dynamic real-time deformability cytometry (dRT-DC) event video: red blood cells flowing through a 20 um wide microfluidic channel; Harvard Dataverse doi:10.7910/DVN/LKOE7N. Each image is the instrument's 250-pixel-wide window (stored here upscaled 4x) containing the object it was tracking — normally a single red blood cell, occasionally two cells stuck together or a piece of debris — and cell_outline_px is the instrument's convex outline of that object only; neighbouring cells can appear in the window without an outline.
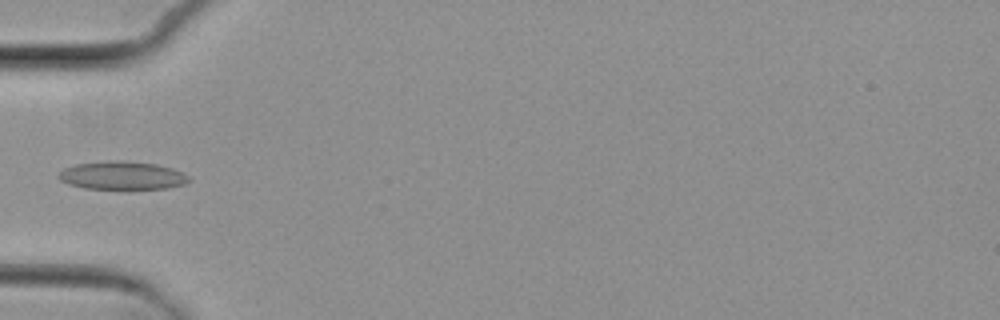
{"species": "common noctule bat (a hibernating species)", "species_latin": "Nyctalus noctula", "temperature_condition": "cold", "stored_images_in_passage": 5, "camera_frame_rate_fps": 3000, "um_per_image_px": 0.085, "animal": {"sex": "female", "body_mass_g": 29.2, "forearm_length_mm": 56.3}, "frame": {"image": 1, "passage_image": 5, "time_ms": 6.0, "image_size_px": [1000, 320], "cell_outline_px": [[192, 180], [184, 184], [168, 188], [84, 188], [68, 184], [60, 180], [56, 176], [64, 168], [76, 164], [156, 164], [172, 168], [188, 176]], "centroid_in_image_um": [10.4, 14.98], "position_along_channel_um": 74.6, "area_um2": 19.94}}